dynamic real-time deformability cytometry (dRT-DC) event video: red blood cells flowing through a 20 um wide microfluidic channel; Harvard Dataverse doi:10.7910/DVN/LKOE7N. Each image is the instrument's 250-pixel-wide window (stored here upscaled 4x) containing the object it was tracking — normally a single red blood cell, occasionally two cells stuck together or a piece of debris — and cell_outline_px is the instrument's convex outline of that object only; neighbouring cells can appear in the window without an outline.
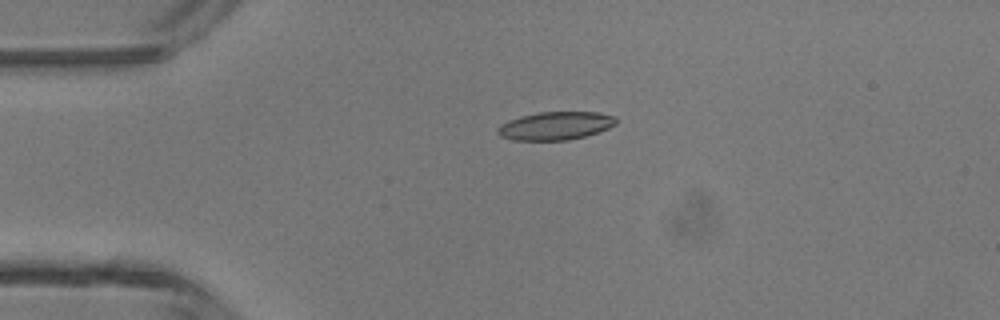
{"species": "common noctule bat (a hibernating species)", "species_latin": "Nyctalus noctula", "temperature_condition": "room temperature", "stored_images_in_passage": 4, "camera_frame_rate_fps": 3000, "um_per_image_px": 0.085, "animal": {"sex": "male", "body_mass_g": 13.3}, "frame": {"image": 1, "passage_image": 3, "time_ms": 2.333, "image_size_px": [1000, 320], "cell_outline_px": [[616, 124], [608, 128], [584, 136], [568, 140], [512, 140], [500, 136], [496, 132], [496, 128], [500, 124], [508, 120], [520, 116], [540, 112], [596, 112], [616, 116]], "centroid_in_image_um": [47.17, 10.69], "position_along_channel_um": 37.8, "area_um2": 19.42}}